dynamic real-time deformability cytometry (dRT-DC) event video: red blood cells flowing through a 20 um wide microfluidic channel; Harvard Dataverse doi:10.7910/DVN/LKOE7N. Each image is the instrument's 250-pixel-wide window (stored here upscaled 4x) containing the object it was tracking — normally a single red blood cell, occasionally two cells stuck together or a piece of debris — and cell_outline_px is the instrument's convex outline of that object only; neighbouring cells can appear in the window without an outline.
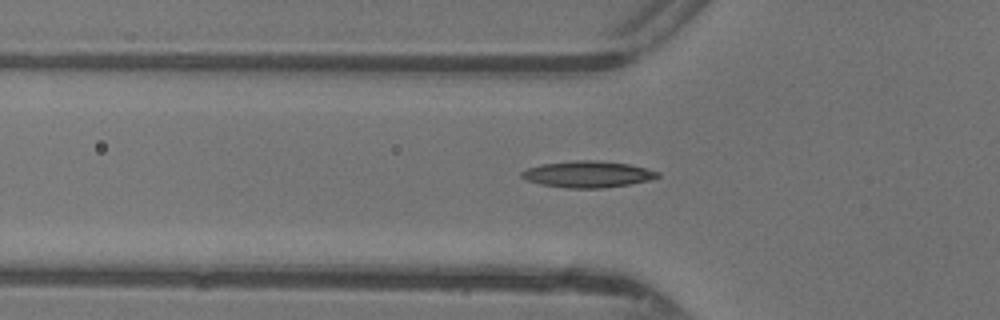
{"species": "common noctule bat (a hibernating species)", "species_latin": "Nyctalus noctula", "temperature_condition": "warm", "stored_images_in_passage": 45, "camera_frame_rate_fps": 3000, "um_per_image_px": 0.085, "animal": {"sex": "female"}, "frame": {"image": 1, "passage_image": 17, "time_ms": 5.333, "image_size_px": [1000, 320], "cell_outline_px": [[660, 176], [648, 180], [628, 184], [600, 188], [568, 188], [540, 184], [524, 180], [520, 176], [520, 172], [528, 168], [540, 164], [576, 160], [596, 160], [628, 164], [660, 172]], "centroid_in_image_um": [49.89, 14.8], "position_along_channel_um": 75.9, "area_um2": 20.87}}
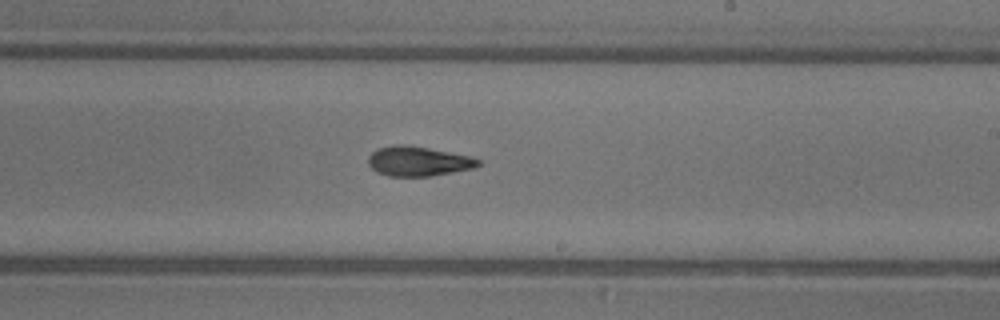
{"frame": {"image": 2, "passage_image": 29, "time_ms": 9.333, "image_size_px": [1000, 320], "cell_outline_px": [[480, 164], [476, 168], [432, 176], [388, 176], [376, 172], [368, 164], [368, 156], [376, 148], [392, 144], [404, 144], [428, 148], [468, 156], [480, 160]], "centroid_in_image_um": [35.51, 13.71], "position_along_channel_um": 253.5, "area_um2": 19.13}}
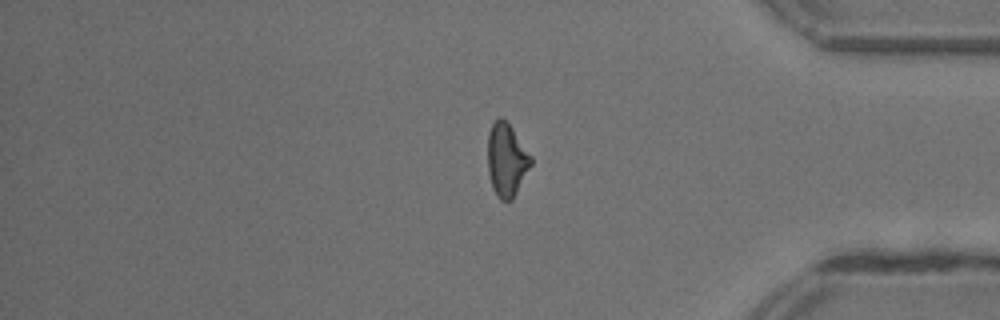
{"frame": {"image": 3, "passage_image": 40, "time_ms": 13.0, "image_size_px": [1000, 320], "cell_outline_px": [[532, 164], [512, 200], [500, 200], [496, 196], [492, 188], [488, 172], [488, 132], [492, 124], [500, 116], [512, 128], [532, 156]], "centroid_in_image_um": [43.05, 13.61], "position_along_channel_um": 392.1, "area_um2": 18.38}}